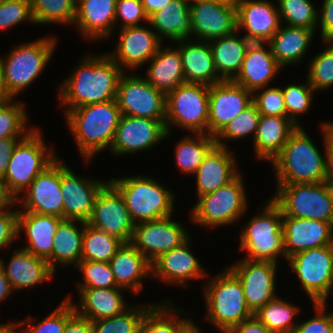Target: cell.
Returning <instances> with one entry per match:
<instances>
[{"label": "cell", "instance_id": "45", "mask_svg": "<svg viewBox=\"0 0 333 333\" xmlns=\"http://www.w3.org/2000/svg\"><path fill=\"white\" fill-rule=\"evenodd\" d=\"M77 0H30L35 24L72 25L76 18Z\"/></svg>", "mask_w": 333, "mask_h": 333}, {"label": "cell", "instance_id": "10", "mask_svg": "<svg viewBox=\"0 0 333 333\" xmlns=\"http://www.w3.org/2000/svg\"><path fill=\"white\" fill-rule=\"evenodd\" d=\"M272 200L285 216L320 220L333 225V195L327 182L276 184Z\"/></svg>", "mask_w": 333, "mask_h": 333}, {"label": "cell", "instance_id": "1", "mask_svg": "<svg viewBox=\"0 0 333 333\" xmlns=\"http://www.w3.org/2000/svg\"><path fill=\"white\" fill-rule=\"evenodd\" d=\"M58 86L64 110L116 99L120 77L125 72L107 54H88Z\"/></svg>", "mask_w": 333, "mask_h": 333}, {"label": "cell", "instance_id": "16", "mask_svg": "<svg viewBox=\"0 0 333 333\" xmlns=\"http://www.w3.org/2000/svg\"><path fill=\"white\" fill-rule=\"evenodd\" d=\"M172 218L173 215L135 224L130 243L151 263L190 237L185 226Z\"/></svg>", "mask_w": 333, "mask_h": 333}, {"label": "cell", "instance_id": "43", "mask_svg": "<svg viewBox=\"0 0 333 333\" xmlns=\"http://www.w3.org/2000/svg\"><path fill=\"white\" fill-rule=\"evenodd\" d=\"M124 242L84 222L82 260L110 262Z\"/></svg>", "mask_w": 333, "mask_h": 333}, {"label": "cell", "instance_id": "65", "mask_svg": "<svg viewBox=\"0 0 333 333\" xmlns=\"http://www.w3.org/2000/svg\"><path fill=\"white\" fill-rule=\"evenodd\" d=\"M11 282L7 278L4 269L0 266V303L13 293Z\"/></svg>", "mask_w": 333, "mask_h": 333}, {"label": "cell", "instance_id": "5", "mask_svg": "<svg viewBox=\"0 0 333 333\" xmlns=\"http://www.w3.org/2000/svg\"><path fill=\"white\" fill-rule=\"evenodd\" d=\"M122 195L135 224L173 215L175 192L153 177L137 175L108 180ZM174 193V194H173Z\"/></svg>", "mask_w": 333, "mask_h": 333}, {"label": "cell", "instance_id": "19", "mask_svg": "<svg viewBox=\"0 0 333 333\" xmlns=\"http://www.w3.org/2000/svg\"><path fill=\"white\" fill-rule=\"evenodd\" d=\"M24 193L16 200V203L22 201L18 211L54 215L63 219L60 157L38 174Z\"/></svg>", "mask_w": 333, "mask_h": 333}, {"label": "cell", "instance_id": "31", "mask_svg": "<svg viewBox=\"0 0 333 333\" xmlns=\"http://www.w3.org/2000/svg\"><path fill=\"white\" fill-rule=\"evenodd\" d=\"M119 287L138 294L144 286L141 280L152 276L151 262L130 242L123 243L109 262Z\"/></svg>", "mask_w": 333, "mask_h": 333}, {"label": "cell", "instance_id": "70", "mask_svg": "<svg viewBox=\"0 0 333 333\" xmlns=\"http://www.w3.org/2000/svg\"><path fill=\"white\" fill-rule=\"evenodd\" d=\"M328 184L330 186V189H331V192H332V195H333V179L328 180Z\"/></svg>", "mask_w": 333, "mask_h": 333}, {"label": "cell", "instance_id": "47", "mask_svg": "<svg viewBox=\"0 0 333 333\" xmlns=\"http://www.w3.org/2000/svg\"><path fill=\"white\" fill-rule=\"evenodd\" d=\"M72 302L71 295H68L43 320L33 324L36 318L28 315L27 319L18 321L19 328L22 333H64L66 322L76 312Z\"/></svg>", "mask_w": 333, "mask_h": 333}, {"label": "cell", "instance_id": "42", "mask_svg": "<svg viewBox=\"0 0 333 333\" xmlns=\"http://www.w3.org/2000/svg\"><path fill=\"white\" fill-rule=\"evenodd\" d=\"M298 313L299 306L276 296L254 313V316L272 333H293L297 325L293 319Z\"/></svg>", "mask_w": 333, "mask_h": 333}, {"label": "cell", "instance_id": "36", "mask_svg": "<svg viewBox=\"0 0 333 333\" xmlns=\"http://www.w3.org/2000/svg\"><path fill=\"white\" fill-rule=\"evenodd\" d=\"M315 30L281 24L278 31L267 42L275 60L284 68L299 63L310 48Z\"/></svg>", "mask_w": 333, "mask_h": 333}, {"label": "cell", "instance_id": "22", "mask_svg": "<svg viewBox=\"0 0 333 333\" xmlns=\"http://www.w3.org/2000/svg\"><path fill=\"white\" fill-rule=\"evenodd\" d=\"M162 43L150 27L143 25L126 27L120 29L115 49L107 54L123 71L126 69L134 71L147 64L163 45Z\"/></svg>", "mask_w": 333, "mask_h": 333}, {"label": "cell", "instance_id": "69", "mask_svg": "<svg viewBox=\"0 0 333 333\" xmlns=\"http://www.w3.org/2000/svg\"><path fill=\"white\" fill-rule=\"evenodd\" d=\"M323 125L333 134V122H324Z\"/></svg>", "mask_w": 333, "mask_h": 333}, {"label": "cell", "instance_id": "32", "mask_svg": "<svg viewBox=\"0 0 333 333\" xmlns=\"http://www.w3.org/2000/svg\"><path fill=\"white\" fill-rule=\"evenodd\" d=\"M62 220L54 215L18 211V237L25 231L28 242L22 248L47 260L52 255L55 232Z\"/></svg>", "mask_w": 333, "mask_h": 333}, {"label": "cell", "instance_id": "61", "mask_svg": "<svg viewBox=\"0 0 333 333\" xmlns=\"http://www.w3.org/2000/svg\"><path fill=\"white\" fill-rule=\"evenodd\" d=\"M20 139L23 138H4L0 139V180L4 178L7 166L12 155V151Z\"/></svg>", "mask_w": 333, "mask_h": 333}, {"label": "cell", "instance_id": "21", "mask_svg": "<svg viewBox=\"0 0 333 333\" xmlns=\"http://www.w3.org/2000/svg\"><path fill=\"white\" fill-rule=\"evenodd\" d=\"M107 181L79 177L61 160V192L63 219L87 222L95 200Z\"/></svg>", "mask_w": 333, "mask_h": 333}, {"label": "cell", "instance_id": "68", "mask_svg": "<svg viewBox=\"0 0 333 333\" xmlns=\"http://www.w3.org/2000/svg\"><path fill=\"white\" fill-rule=\"evenodd\" d=\"M0 97H5L3 60L1 56H0Z\"/></svg>", "mask_w": 333, "mask_h": 333}, {"label": "cell", "instance_id": "20", "mask_svg": "<svg viewBox=\"0 0 333 333\" xmlns=\"http://www.w3.org/2000/svg\"><path fill=\"white\" fill-rule=\"evenodd\" d=\"M253 103V93L232 80L209 86L208 134L223 127Z\"/></svg>", "mask_w": 333, "mask_h": 333}, {"label": "cell", "instance_id": "25", "mask_svg": "<svg viewBox=\"0 0 333 333\" xmlns=\"http://www.w3.org/2000/svg\"><path fill=\"white\" fill-rule=\"evenodd\" d=\"M283 240L288 259L302 251L331 245L333 225L320 220L295 218L283 214Z\"/></svg>", "mask_w": 333, "mask_h": 333}, {"label": "cell", "instance_id": "63", "mask_svg": "<svg viewBox=\"0 0 333 333\" xmlns=\"http://www.w3.org/2000/svg\"><path fill=\"white\" fill-rule=\"evenodd\" d=\"M17 205L16 199L9 193L6 185L0 180V211L9 210Z\"/></svg>", "mask_w": 333, "mask_h": 333}, {"label": "cell", "instance_id": "29", "mask_svg": "<svg viewBox=\"0 0 333 333\" xmlns=\"http://www.w3.org/2000/svg\"><path fill=\"white\" fill-rule=\"evenodd\" d=\"M193 41V39L176 41L182 58L185 82L211 86L223 81L215 69L209 42Z\"/></svg>", "mask_w": 333, "mask_h": 333}, {"label": "cell", "instance_id": "73", "mask_svg": "<svg viewBox=\"0 0 333 333\" xmlns=\"http://www.w3.org/2000/svg\"><path fill=\"white\" fill-rule=\"evenodd\" d=\"M329 295L333 297V287H332V289H331V292H330V294H329ZM330 313L333 315V311H332V312H330Z\"/></svg>", "mask_w": 333, "mask_h": 333}, {"label": "cell", "instance_id": "39", "mask_svg": "<svg viewBox=\"0 0 333 333\" xmlns=\"http://www.w3.org/2000/svg\"><path fill=\"white\" fill-rule=\"evenodd\" d=\"M233 34L209 41L214 66L222 80H233L239 73L251 42L244 36ZM237 34V35H236Z\"/></svg>", "mask_w": 333, "mask_h": 333}, {"label": "cell", "instance_id": "64", "mask_svg": "<svg viewBox=\"0 0 333 333\" xmlns=\"http://www.w3.org/2000/svg\"><path fill=\"white\" fill-rule=\"evenodd\" d=\"M173 0H141L144 10L148 17L156 11L161 10Z\"/></svg>", "mask_w": 333, "mask_h": 333}, {"label": "cell", "instance_id": "58", "mask_svg": "<svg viewBox=\"0 0 333 333\" xmlns=\"http://www.w3.org/2000/svg\"><path fill=\"white\" fill-rule=\"evenodd\" d=\"M319 12L317 29L320 28L321 40L322 42L333 41V0H324Z\"/></svg>", "mask_w": 333, "mask_h": 333}, {"label": "cell", "instance_id": "7", "mask_svg": "<svg viewBox=\"0 0 333 333\" xmlns=\"http://www.w3.org/2000/svg\"><path fill=\"white\" fill-rule=\"evenodd\" d=\"M55 38L43 36L21 43L2 58L5 97L15 98L40 77L55 51Z\"/></svg>", "mask_w": 333, "mask_h": 333}, {"label": "cell", "instance_id": "8", "mask_svg": "<svg viewBox=\"0 0 333 333\" xmlns=\"http://www.w3.org/2000/svg\"><path fill=\"white\" fill-rule=\"evenodd\" d=\"M42 135L37 126L20 139L12 151L2 182L16 200L24 194L35 177L58 158L56 152L47 147Z\"/></svg>", "mask_w": 333, "mask_h": 333}, {"label": "cell", "instance_id": "35", "mask_svg": "<svg viewBox=\"0 0 333 333\" xmlns=\"http://www.w3.org/2000/svg\"><path fill=\"white\" fill-rule=\"evenodd\" d=\"M148 63L147 76L144 78L165 95L185 83L182 58L177 47L161 45Z\"/></svg>", "mask_w": 333, "mask_h": 333}, {"label": "cell", "instance_id": "27", "mask_svg": "<svg viewBox=\"0 0 333 333\" xmlns=\"http://www.w3.org/2000/svg\"><path fill=\"white\" fill-rule=\"evenodd\" d=\"M229 147L215 145L205 156L196 173L197 197L212 193L231 182L241 171ZM237 167V168H236Z\"/></svg>", "mask_w": 333, "mask_h": 333}, {"label": "cell", "instance_id": "17", "mask_svg": "<svg viewBox=\"0 0 333 333\" xmlns=\"http://www.w3.org/2000/svg\"><path fill=\"white\" fill-rule=\"evenodd\" d=\"M86 223L116 236L124 243L131 241L135 228L122 195L109 181L98 193Z\"/></svg>", "mask_w": 333, "mask_h": 333}, {"label": "cell", "instance_id": "49", "mask_svg": "<svg viewBox=\"0 0 333 333\" xmlns=\"http://www.w3.org/2000/svg\"><path fill=\"white\" fill-rule=\"evenodd\" d=\"M260 117L256 105L252 103L227 123L215 136L216 145L227 148L229 146H227L226 140H239L250 134L254 139Z\"/></svg>", "mask_w": 333, "mask_h": 333}, {"label": "cell", "instance_id": "46", "mask_svg": "<svg viewBox=\"0 0 333 333\" xmlns=\"http://www.w3.org/2000/svg\"><path fill=\"white\" fill-rule=\"evenodd\" d=\"M154 304L130 306L122 313L92 321L93 333H139V327L147 311Z\"/></svg>", "mask_w": 333, "mask_h": 333}, {"label": "cell", "instance_id": "24", "mask_svg": "<svg viewBox=\"0 0 333 333\" xmlns=\"http://www.w3.org/2000/svg\"><path fill=\"white\" fill-rule=\"evenodd\" d=\"M237 30H245L251 43H267L281 26L277 3L268 0H235Z\"/></svg>", "mask_w": 333, "mask_h": 333}, {"label": "cell", "instance_id": "54", "mask_svg": "<svg viewBox=\"0 0 333 333\" xmlns=\"http://www.w3.org/2000/svg\"><path fill=\"white\" fill-rule=\"evenodd\" d=\"M253 103L260 115L287 116L284 95L280 87L268 86L257 89L253 92Z\"/></svg>", "mask_w": 333, "mask_h": 333}, {"label": "cell", "instance_id": "52", "mask_svg": "<svg viewBox=\"0 0 333 333\" xmlns=\"http://www.w3.org/2000/svg\"><path fill=\"white\" fill-rule=\"evenodd\" d=\"M76 268L83 277L77 288H113L119 287L115 281L109 262L81 260Z\"/></svg>", "mask_w": 333, "mask_h": 333}, {"label": "cell", "instance_id": "57", "mask_svg": "<svg viewBox=\"0 0 333 333\" xmlns=\"http://www.w3.org/2000/svg\"><path fill=\"white\" fill-rule=\"evenodd\" d=\"M0 211V250L9 247L18 237V210Z\"/></svg>", "mask_w": 333, "mask_h": 333}, {"label": "cell", "instance_id": "15", "mask_svg": "<svg viewBox=\"0 0 333 333\" xmlns=\"http://www.w3.org/2000/svg\"><path fill=\"white\" fill-rule=\"evenodd\" d=\"M169 135L165 120L121 115L110 151L115 156L133 155L152 149Z\"/></svg>", "mask_w": 333, "mask_h": 333}, {"label": "cell", "instance_id": "40", "mask_svg": "<svg viewBox=\"0 0 333 333\" xmlns=\"http://www.w3.org/2000/svg\"><path fill=\"white\" fill-rule=\"evenodd\" d=\"M215 145V136L204 133H192L180 139L174 152L180 172L194 175L205 156Z\"/></svg>", "mask_w": 333, "mask_h": 333}, {"label": "cell", "instance_id": "34", "mask_svg": "<svg viewBox=\"0 0 333 333\" xmlns=\"http://www.w3.org/2000/svg\"><path fill=\"white\" fill-rule=\"evenodd\" d=\"M297 127L287 116L261 115L253 139L257 159L271 163Z\"/></svg>", "mask_w": 333, "mask_h": 333}, {"label": "cell", "instance_id": "72", "mask_svg": "<svg viewBox=\"0 0 333 333\" xmlns=\"http://www.w3.org/2000/svg\"><path fill=\"white\" fill-rule=\"evenodd\" d=\"M331 251H332V265H333V242L331 243Z\"/></svg>", "mask_w": 333, "mask_h": 333}, {"label": "cell", "instance_id": "37", "mask_svg": "<svg viewBox=\"0 0 333 333\" xmlns=\"http://www.w3.org/2000/svg\"><path fill=\"white\" fill-rule=\"evenodd\" d=\"M149 24L162 42L165 38L173 42L191 39L190 4L185 0H173L152 14Z\"/></svg>", "mask_w": 333, "mask_h": 333}, {"label": "cell", "instance_id": "38", "mask_svg": "<svg viewBox=\"0 0 333 333\" xmlns=\"http://www.w3.org/2000/svg\"><path fill=\"white\" fill-rule=\"evenodd\" d=\"M83 232L82 221L63 219L59 223L54 236L52 255L47 259L54 272L57 264L61 267L73 265L74 268L82 260Z\"/></svg>", "mask_w": 333, "mask_h": 333}, {"label": "cell", "instance_id": "3", "mask_svg": "<svg viewBox=\"0 0 333 333\" xmlns=\"http://www.w3.org/2000/svg\"><path fill=\"white\" fill-rule=\"evenodd\" d=\"M276 184L327 182L325 156L303 126L289 136L280 153L271 161Z\"/></svg>", "mask_w": 333, "mask_h": 333}, {"label": "cell", "instance_id": "14", "mask_svg": "<svg viewBox=\"0 0 333 333\" xmlns=\"http://www.w3.org/2000/svg\"><path fill=\"white\" fill-rule=\"evenodd\" d=\"M192 36L209 42L237 31L235 0H203L190 4Z\"/></svg>", "mask_w": 333, "mask_h": 333}, {"label": "cell", "instance_id": "13", "mask_svg": "<svg viewBox=\"0 0 333 333\" xmlns=\"http://www.w3.org/2000/svg\"><path fill=\"white\" fill-rule=\"evenodd\" d=\"M116 103L122 115L166 120V95L140 75L120 77Z\"/></svg>", "mask_w": 333, "mask_h": 333}, {"label": "cell", "instance_id": "9", "mask_svg": "<svg viewBox=\"0 0 333 333\" xmlns=\"http://www.w3.org/2000/svg\"><path fill=\"white\" fill-rule=\"evenodd\" d=\"M248 205L243 176L239 173L216 191L199 196L191 208L190 219L206 228L228 226L246 214Z\"/></svg>", "mask_w": 333, "mask_h": 333}, {"label": "cell", "instance_id": "51", "mask_svg": "<svg viewBox=\"0 0 333 333\" xmlns=\"http://www.w3.org/2000/svg\"><path fill=\"white\" fill-rule=\"evenodd\" d=\"M284 102L287 111V117L297 126H301L297 117L305 114L311 108L313 96L316 92L308 83L302 84H287L282 88Z\"/></svg>", "mask_w": 333, "mask_h": 333}, {"label": "cell", "instance_id": "41", "mask_svg": "<svg viewBox=\"0 0 333 333\" xmlns=\"http://www.w3.org/2000/svg\"><path fill=\"white\" fill-rule=\"evenodd\" d=\"M180 309L172 305L171 299L155 302L142 319L139 333H179L191 321L179 318L187 312Z\"/></svg>", "mask_w": 333, "mask_h": 333}, {"label": "cell", "instance_id": "55", "mask_svg": "<svg viewBox=\"0 0 333 333\" xmlns=\"http://www.w3.org/2000/svg\"><path fill=\"white\" fill-rule=\"evenodd\" d=\"M144 20L149 23L141 0H117L115 10V28L141 26L140 22ZM121 23V24H120Z\"/></svg>", "mask_w": 333, "mask_h": 333}, {"label": "cell", "instance_id": "6", "mask_svg": "<svg viewBox=\"0 0 333 333\" xmlns=\"http://www.w3.org/2000/svg\"><path fill=\"white\" fill-rule=\"evenodd\" d=\"M258 210L240 233L239 249L247 253L244 259L278 263L283 256L286 260L281 208L269 197Z\"/></svg>", "mask_w": 333, "mask_h": 333}, {"label": "cell", "instance_id": "59", "mask_svg": "<svg viewBox=\"0 0 333 333\" xmlns=\"http://www.w3.org/2000/svg\"><path fill=\"white\" fill-rule=\"evenodd\" d=\"M321 133L323 135L326 175L328 180L333 179V134L321 123Z\"/></svg>", "mask_w": 333, "mask_h": 333}, {"label": "cell", "instance_id": "12", "mask_svg": "<svg viewBox=\"0 0 333 333\" xmlns=\"http://www.w3.org/2000/svg\"><path fill=\"white\" fill-rule=\"evenodd\" d=\"M313 303H327L333 287L331 245L312 248L287 259Z\"/></svg>", "mask_w": 333, "mask_h": 333}, {"label": "cell", "instance_id": "28", "mask_svg": "<svg viewBox=\"0 0 333 333\" xmlns=\"http://www.w3.org/2000/svg\"><path fill=\"white\" fill-rule=\"evenodd\" d=\"M267 46V48L265 47ZM267 43H251L238 75L232 80L252 93L269 85L283 69Z\"/></svg>", "mask_w": 333, "mask_h": 333}, {"label": "cell", "instance_id": "50", "mask_svg": "<svg viewBox=\"0 0 333 333\" xmlns=\"http://www.w3.org/2000/svg\"><path fill=\"white\" fill-rule=\"evenodd\" d=\"M323 43L326 48L313 56L306 75V80L316 92L333 87V41Z\"/></svg>", "mask_w": 333, "mask_h": 333}, {"label": "cell", "instance_id": "48", "mask_svg": "<svg viewBox=\"0 0 333 333\" xmlns=\"http://www.w3.org/2000/svg\"><path fill=\"white\" fill-rule=\"evenodd\" d=\"M281 23L317 30L318 10L311 0H276Z\"/></svg>", "mask_w": 333, "mask_h": 333}, {"label": "cell", "instance_id": "33", "mask_svg": "<svg viewBox=\"0 0 333 333\" xmlns=\"http://www.w3.org/2000/svg\"><path fill=\"white\" fill-rule=\"evenodd\" d=\"M78 290L80 298L78 305L73 303L75 311L91 321L118 315L130 306L122 295L126 290L122 287L78 288Z\"/></svg>", "mask_w": 333, "mask_h": 333}, {"label": "cell", "instance_id": "60", "mask_svg": "<svg viewBox=\"0 0 333 333\" xmlns=\"http://www.w3.org/2000/svg\"><path fill=\"white\" fill-rule=\"evenodd\" d=\"M64 333H93L92 321L75 312L66 322Z\"/></svg>", "mask_w": 333, "mask_h": 333}, {"label": "cell", "instance_id": "56", "mask_svg": "<svg viewBox=\"0 0 333 333\" xmlns=\"http://www.w3.org/2000/svg\"><path fill=\"white\" fill-rule=\"evenodd\" d=\"M327 305L328 303H313L315 316L297 323L293 333H333V315L326 312Z\"/></svg>", "mask_w": 333, "mask_h": 333}, {"label": "cell", "instance_id": "30", "mask_svg": "<svg viewBox=\"0 0 333 333\" xmlns=\"http://www.w3.org/2000/svg\"><path fill=\"white\" fill-rule=\"evenodd\" d=\"M0 266L11 282L13 290H23L45 283L54 277L47 260L37 257L24 248L17 249L5 264L0 258Z\"/></svg>", "mask_w": 333, "mask_h": 333}, {"label": "cell", "instance_id": "71", "mask_svg": "<svg viewBox=\"0 0 333 333\" xmlns=\"http://www.w3.org/2000/svg\"><path fill=\"white\" fill-rule=\"evenodd\" d=\"M186 2H188L189 4H192L194 2H197V1H203V0H185Z\"/></svg>", "mask_w": 333, "mask_h": 333}, {"label": "cell", "instance_id": "44", "mask_svg": "<svg viewBox=\"0 0 333 333\" xmlns=\"http://www.w3.org/2000/svg\"><path fill=\"white\" fill-rule=\"evenodd\" d=\"M15 99L0 97V139L24 138L35 129L27 125L29 117L24 102Z\"/></svg>", "mask_w": 333, "mask_h": 333}, {"label": "cell", "instance_id": "66", "mask_svg": "<svg viewBox=\"0 0 333 333\" xmlns=\"http://www.w3.org/2000/svg\"><path fill=\"white\" fill-rule=\"evenodd\" d=\"M18 327H20L18 321L0 324V333H22V331L17 330Z\"/></svg>", "mask_w": 333, "mask_h": 333}, {"label": "cell", "instance_id": "4", "mask_svg": "<svg viewBox=\"0 0 333 333\" xmlns=\"http://www.w3.org/2000/svg\"><path fill=\"white\" fill-rule=\"evenodd\" d=\"M203 285L205 319L221 333H228L254 315L247 306L241 281L228 267Z\"/></svg>", "mask_w": 333, "mask_h": 333}, {"label": "cell", "instance_id": "23", "mask_svg": "<svg viewBox=\"0 0 333 333\" xmlns=\"http://www.w3.org/2000/svg\"><path fill=\"white\" fill-rule=\"evenodd\" d=\"M189 237L178 247L161 254L152 264V278L160 282L181 287L188 286L190 280L209 278V273L202 268V264L190 251Z\"/></svg>", "mask_w": 333, "mask_h": 333}, {"label": "cell", "instance_id": "62", "mask_svg": "<svg viewBox=\"0 0 333 333\" xmlns=\"http://www.w3.org/2000/svg\"><path fill=\"white\" fill-rule=\"evenodd\" d=\"M228 333H272L254 315L234 326Z\"/></svg>", "mask_w": 333, "mask_h": 333}, {"label": "cell", "instance_id": "67", "mask_svg": "<svg viewBox=\"0 0 333 333\" xmlns=\"http://www.w3.org/2000/svg\"><path fill=\"white\" fill-rule=\"evenodd\" d=\"M179 333H202L200 328L192 320Z\"/></svg>", "mask_w": 333, "mask_h": 333}, {"label": "cell", "instance_id": "2", "mask_svg": "<svg viewBox=\"0 0 333 333\" xmlns=\"http://www.w3.org/2000/svg\"><path fill=\"white\" fill-rule=\"evenodd\" d=\"M64 114V121L86 164L97 153L111 147L122 115L116 100L76 107Z\"/></svg>", "mask_w": 333, "mask_h": 333}, {"label": "cell", "instance_id": "11", "mask_svg": "<svg viewBox=\"0 0 333 333\" xmlns=\"http://www.w3.org/2000/svg\"><path fill=\"white\" fill-rule=\"evenodd\" d=\"M209 86L183 83L166 95L167 132L172 125L192 133L208 134Z\"/></svg>", "mask_w": 333, "mask_h": 333}, {"label": "cell", "instance_id": "18", "mask_svg": "<svg viewBox=\"0 0 333 333\" xmlns=\"http://www.w3.org/2000/svg\"><path fill=\"white\" fill-rule=\"evenodd\" d=\"M277 266L278 263L271 261L244 258L227 266L241 281L247 306L253 314L277 296Z\"/></svg>", "mask_w": 333, "mask_h": 333}, {"label": "cell", "instance_id": "53", "mask_svg": "<svg viewBox=\"0 0 333 333\" xmlns=\"http://www.w3.org/2000/svg\"><path fill=\"white\" fill-rule=\"evenodd\" d=\"M26 21L35 24L30 0H0V30H7Z\"/></svg>", "mask_w": 333, "mask_h": 333}, {"label": "cell", "instance_id": "26", "mask_svg": "<svg viewBox=\"0 0 333 333\" xmlns=\"http://www.w3.org/2000/svg\"><path fill=\"white\" fill-rule=\"evenodd\" d=\"M117 0H77L73 26L87 41L106 40L115 29Z\"/></svg>", "mask_w": 333, "mask_h": 333}]
</instances>
